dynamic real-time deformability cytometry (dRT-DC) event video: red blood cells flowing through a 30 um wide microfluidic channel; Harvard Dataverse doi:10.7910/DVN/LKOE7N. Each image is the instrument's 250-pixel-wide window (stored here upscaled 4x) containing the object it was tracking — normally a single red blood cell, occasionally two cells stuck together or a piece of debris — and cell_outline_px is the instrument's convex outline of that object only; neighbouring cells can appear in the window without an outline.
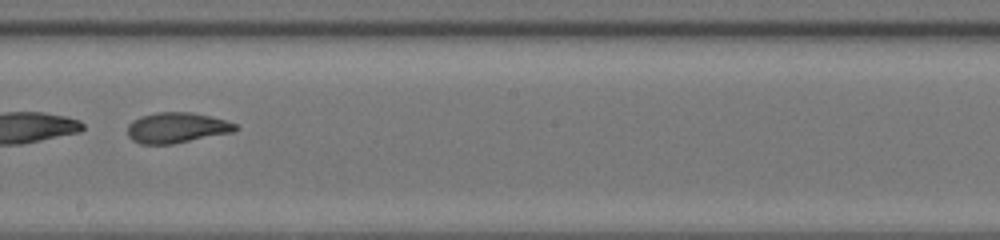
{"species": "common noctule bat (a hibernating species)", "species_latin": "Nyctalus noctula", "temperature_condition": "room temperature", "stored_images_in_passage": 49, "segment_of_instrument_passage": [2, 2], "camera_frame_rate_fps": 3000, "um_per_image_px": 0.085, "animal": {"sex": "female", "body_mass_g": 20.0, "forearm_length_mm": 54.0}, "frame": {"image": 1, "passage_image": 31, "time_ms": 10.0, "image_size_px": [1000, 240], "cell_outline_px": [[240, 128], [236, 132], [172, 144], [140, 144], [132, 140], [128, 136], [128, 124], [132, 120], [140, 116], [156, 112], [192, 112], [224, 120], [236, 124]], "centroid_in_image_um": [15.03, 10.86], "position_along_channel_um": 233.2, "area_um2": 19.36}}
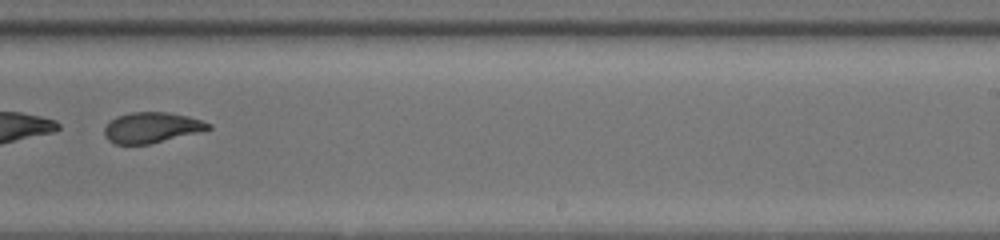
{"frame": {"image": 2, "passage_image": 34, "time_ms": 11.0, "image_size_px": [1000, 240], "cell_outline_px": [[212, 128], [200, 132], [148, 144], [116, 144], [108, 140], [104, 136], [104, 128], [116, 116], [132, 112], [168, 112], [188, 116], [212, 124]], "centroid_in_image_um": [12.89, 10.84], "position_along_channel_um": 276.1, "area_um2": 18.44}}